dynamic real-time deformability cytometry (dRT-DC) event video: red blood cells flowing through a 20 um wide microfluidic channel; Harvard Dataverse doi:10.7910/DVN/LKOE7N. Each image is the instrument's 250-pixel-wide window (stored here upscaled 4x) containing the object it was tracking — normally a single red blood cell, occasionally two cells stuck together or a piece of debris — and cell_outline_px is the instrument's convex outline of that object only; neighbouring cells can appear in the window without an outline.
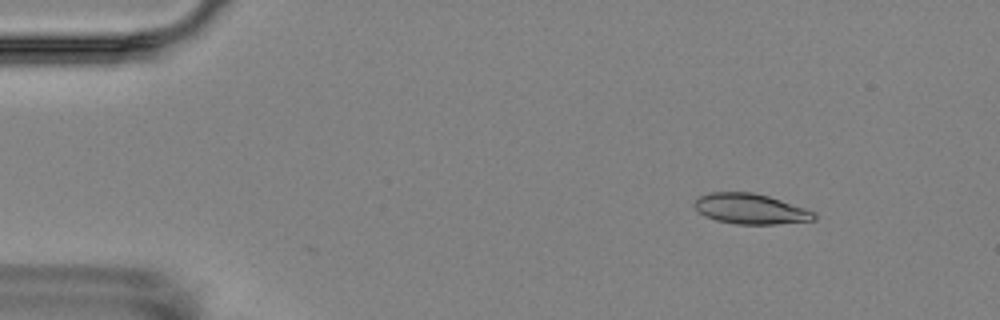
{"species": "Egyptian fruit bat (a non-hibernating species)", "species_latin": "Rousettus aegyptiacus", "temperature_condition": "room temperature", "stored_images_in_passage": 4, "camera_frame_rate_fps": 3000, "um_per_image_px": 0.085, "animal": {"sex": "female"}, "frame": {"image": 1, "passage_image": 1, "time_ms": 0.0, "image_size_px": [1000, 320], "cell_outline_px": [[816, 220], [776, 224], [736, 224], [716, 220], [704, 216], [692, 204], [700, 196], [708, 192], [752, 192], [768, 196], [816, 212]], "centroid_in_image_um": [63.78, 17.75], "position_along_channel_um": 21.2, "area_um2": 21.1}}
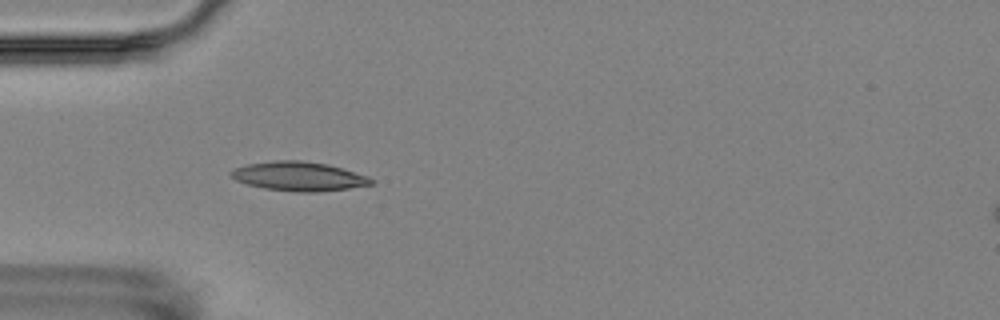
{"frame": {"image": 2, "passage_image": 4, "time_ms": 3.333, "image_size_px": [1000, 320], "cell_outline_px": [[376, 180], [372, 184], [348, 188], [316, 192], [296, 192], [264, 188], [248, 184], [236, 180], [232, 176], [232, 172], [236, 168], [248, 164], [276, 160], [300, 160], [328, 164], [368, 176]], "centroid_in_image_um": [25.45, 14.98], "position_along_channel_um": 59.6, "area_um2": 23.52}}